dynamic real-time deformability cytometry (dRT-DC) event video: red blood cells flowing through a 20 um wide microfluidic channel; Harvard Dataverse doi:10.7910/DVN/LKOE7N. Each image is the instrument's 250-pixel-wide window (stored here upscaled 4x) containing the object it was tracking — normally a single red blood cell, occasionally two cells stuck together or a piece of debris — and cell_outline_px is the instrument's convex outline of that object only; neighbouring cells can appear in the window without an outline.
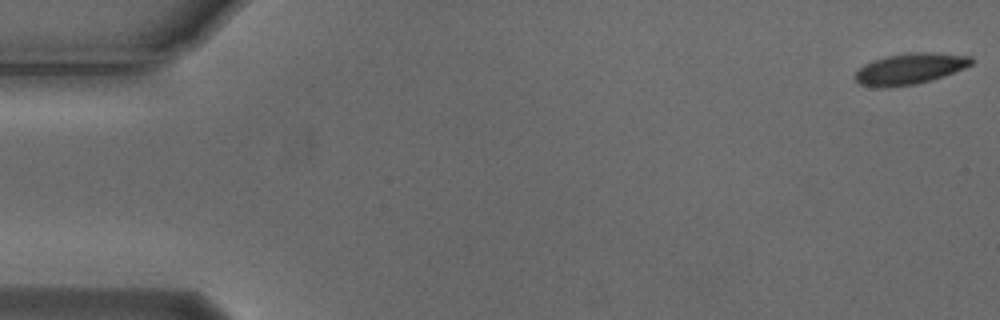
{"species": "Egyptian fruit bat (a non-hibernating species)", "species_latin": "Rousettus aegyptiacus", "temperature_condition": "cold", "stored_images_in_passage": 55, "camera_frame_rate_fps": 3000, "um_per_image_px": 0.085, "animal": {"sex": "male"}, "frame": {"image": 1, "passage_image": 1, "time_ms": 0.0, "image_size_px": [1000, 320], "cell_outline_px": [[972, 64], [944, 76], [932, 80], [916, 84], [884, 88], [860, 84], [852, 76], [864, 64], [872, 60], [888, 56], [908, 52], [932, 52], [972, 56]], "centroid_in_image_um": [77.32, 5.84], "position_along_channel_um": 7.7, "area_um2": 21.04}}
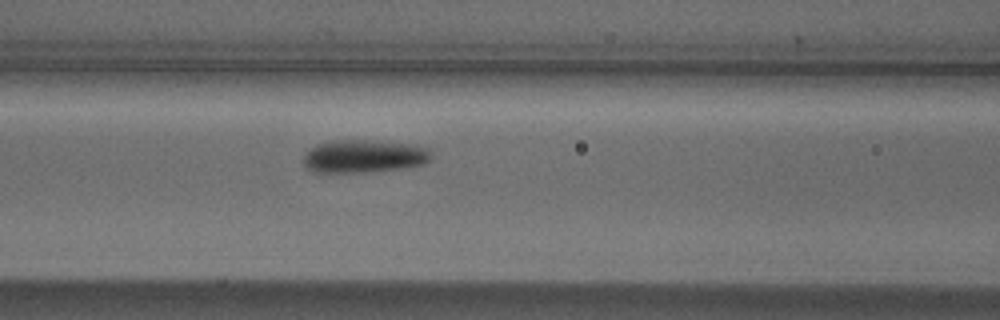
{"frame": {"image": 2, "passage_image": 23, "time_ms": 7.333, "image_size_px": [1000, 320], "cell_outline_px": [[432, 156], [424, 164], [400, 168], [368, 172], [312, 172], [304, 164], [304, 156], [316, 144], [332, 140], [364, 140], [416, 144], [428, 148]], "centroid_in_image_um": [30.95, 13.27], "position_along_channel_um": 135.7, "area_um2": 24.45}}
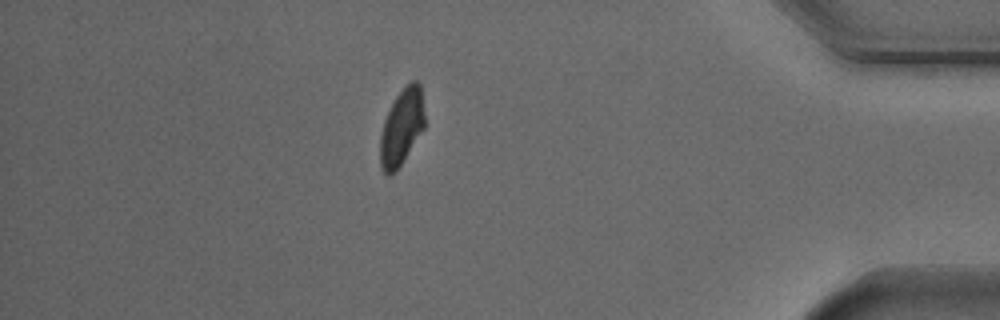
{"frame": {"image": 3, "passage_image": 48, "time_ms": 15.667, "image_size_px": [1000, 320], "cell_outline_px": [[424, 128], [400, 164], [388, 176], [384, 172], [380, 164], [380, 132], [384, 120], [396, 96], [412, 80], [416, 80], [420, 84], [424, 112]], "centroid_in_image_um": [34.13, 10.78], "position_along_channel_um": 401.1, "area_um2": 19.25}, "authors_computed_cell_mechanics": {"area_um2": 21.9062, "velocity_mm_per_s": 3.702, "shape_relaxation_time_tau1_ms": 2.5877, "shape_relaxation_time_tau2_ms": 3.8235, "deformation_change_tau1": 0.1103, "deformation_change_tau2": 0.0894}}